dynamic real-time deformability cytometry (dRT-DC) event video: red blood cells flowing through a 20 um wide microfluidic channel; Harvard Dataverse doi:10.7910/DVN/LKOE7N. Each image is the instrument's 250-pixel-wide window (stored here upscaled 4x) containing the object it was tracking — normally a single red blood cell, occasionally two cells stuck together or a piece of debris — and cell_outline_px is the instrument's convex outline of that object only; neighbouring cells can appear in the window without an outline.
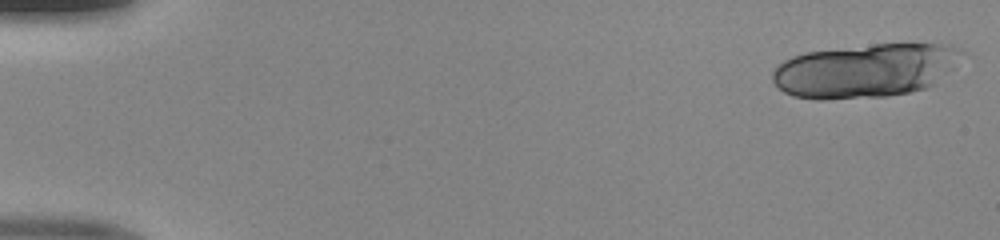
{"species": "human", "species_latin": "Homo sapiens", "temperature_condition": "room temperature", "stored_images_in_passage": 17, "camera_frame_rate_fps": 3000, "um_per_image_px": 0.085, "donor": {"sex": "male"}, "frame": {"image": 1, "passage_image": 1, "time_ms": 0.0, "image_size_px": [1000, 240], "cell_outline_px": [[968, 52], [928, 88], [908, 92], [884, 96], [824, 100], [816, 100], [792, 96], [784, 92], [772, 80], [772, 72], [776, 64], [792, 56], [804, 52], [872, 44], [952, 44]], "centroid_in_image_um": [73.51, 5.99], "position_along_channel_um": 11.5, "area_um2": 59.53}}
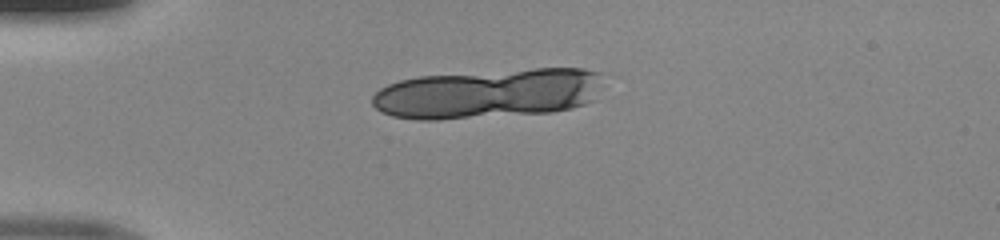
{"frame": {"image": 2, "passage_image": 12, "time_ms": 3.667, "image_size_px": [1000, 240], "cell_outline_px": [[600, 72], [596, 100], [572, 108], [552, 112], [436, 120], [416, 120], [392, 116], [380, 112], [372, 104], [372, 96], [380, 88], [388, 84], [400, 80], [420, 76], [536, 68], [584, 68]], "centroid_in_image_um": [41.46, 7.96], "position_along_channel_um": 43.5, "area_um2": 66.87}}